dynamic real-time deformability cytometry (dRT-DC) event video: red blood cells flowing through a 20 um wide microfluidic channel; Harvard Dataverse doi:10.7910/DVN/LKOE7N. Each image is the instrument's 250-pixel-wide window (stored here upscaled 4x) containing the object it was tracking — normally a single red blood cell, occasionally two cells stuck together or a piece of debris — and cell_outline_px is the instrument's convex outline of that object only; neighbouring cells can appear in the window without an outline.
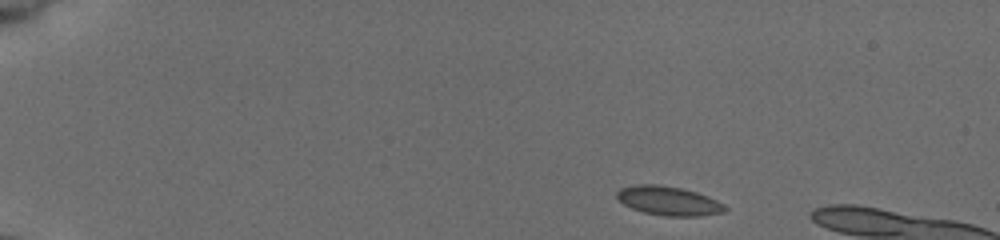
{"species": "common noctule bat (a hibernating species)", "species_latin": "Nyctalus noctula", "temperature_condition": "cold", "stored_images_in_passage": 42, "camera_frame_rate_fps": 3000, "um_per_image_px": 0.085, "animal": {"sex": "female", "body_mass_g": 19.5, "forearm_length_mm": 54.1}, "frame": {"image": 1, "passage_image": 1, "time_ms": 0.0, "image_size_px": [1000, 240], "cell_outline_px": [[728, 208], [724, 212], [700, 216], [664, 216], [644, 212], [632, 208], [624, 204], [616, 196], [616, 192], [620, 188], [636, 184], [660, 184], [680, 188], [696, 192], [708, 196], [724, 204]], "centroid_in_image_um": [56.83, 17.07], "position_along_channel_um": 28.2, "area_um2": 18.32}}
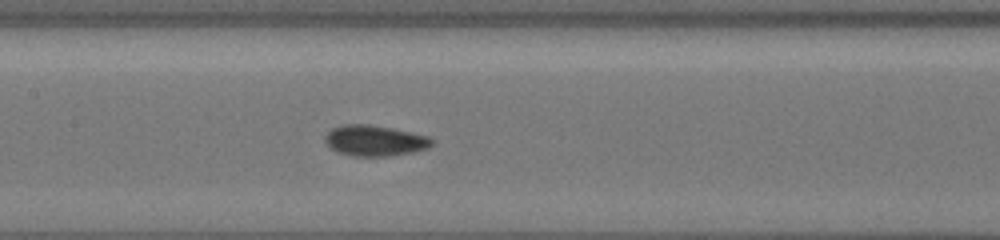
{"frame": {"image": 2, "passage_image": 20, "time_ms": 6.333, "image_size_px": [1000, 240], "cell_outline_px": [[436, 140], [428, 148], [412, 152], [388, 156], [352, 156], [336, 152], [324, 140], [324, 136], [332, 128], [344, 124], [368, 124], [392, 128], [412, 132], [428, 136]], "centroid_in_image_um": [31.87, 11.95], "position_along_channel_um": 175.5, "area_um2": 19.25}}
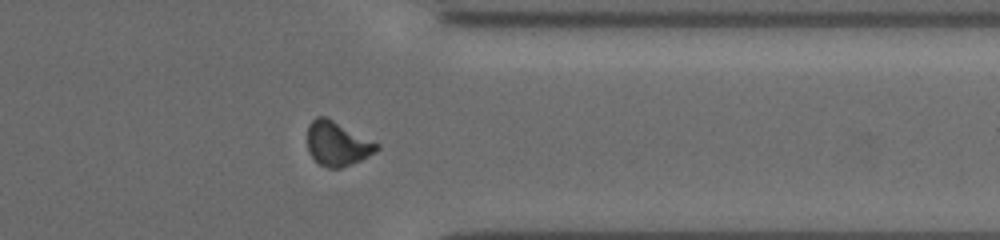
{"frame": {"image": 3, "passage_image": 36, "time_ms": 11.667, "image_size_px": [1000, 240], "cell_outline_px": [[380, 148], [376, 152], [360, 160], [340, 168], [328, 168], [320, 164], [308, 152], [308, 124], [316, 116], [324, 116], [380, 144]], "centroid_in_image_um": [28.67, 12.21], "position_along_channel_um": 382.7, "area_um2": 17.69}}